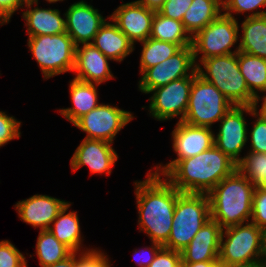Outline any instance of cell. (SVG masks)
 <instances>
[{"label": "cell", "instance_id": "f546056e", "mask_svg": "<svg viewBox=\"0 0 266 267\" xmlns=\"http://www.w3.org/2000/svg\"><path fill=\"white\" fill-rule=\"evenodd\" d=\"M140 43L143 45L140 57V74L146 69L156 66L170 58L181 49L179 45L172 42L160 41L153 38H148Z\"/></svg>", "mask_w": 266, "mask_h": 267}, {"label": "cell", "instance_id": "ab89813d", "mask_svg": "<svg viewBox=\"0 0 266 267\" xmlns=\"http://www.w3.org/2000/svg\"><path fill=\"white\" fill-rule=\"evenodd\" d=\"M27 0H0V25L9 23L11 16L23 6Z\"/></svg>", "mask_w": 266, "mask_h": 267}, {"label": "cell", "instance_id": "8fae6325", "mask_svg": "<svg viewBox=\"0 0 266 267\" xmlns=\"http://www.w3.org/2000/svg\"><path fill=\"white\" fill-rule=\"evenodd\" d=\"M133 118L129 111L102 103L79 118L73 125L87 133L86 139L113 143L117 133Z\"/></svg>", "mask_w": 266, "mask_h": 267}, {"label": "cell", "instance_id": "4fadbf2b", "mask_svg": "<svg viewBox=\"0 0 266 267\" xmlns=\"http://www.w3.org/2000/svg\"><path fill=\"white\" fill-rule=\"evenodd\" d=\"M255 106H235L221 118L219 132L214 135V145L232 159L236 164L242 149L248 141V129L244 112L251 114Z\"/></svg>", "mask_w": 266, "mask_h": 267}, {"label": "cell", "instance_id": "2e32d148", "mask_svg": "<svg viewBox=\"0 0 266 267\" xmlns=\"http://www.w3.org/2000/svg\"><path fill=\"white\" fill-rule=\"evenodd\" d=\"M154 15L155 11L133 1L121 4L109 17L135 45L150 38Z\"/></svg>", "mask_w": 266, "mask_h": 267}, {"label": "cell", "instance_id": "7dc6e473", "mask_svg": "<svg viewBox=\"0 0 266 267\" xmlns=\"http://www.w3.org/2000/svg\"><path fill=\"white\" fill-rule=\"evenodd\" d=\"M259 187H260L262 190L266 191V179L259 185Z\"/></svg>", "mask_w": 266, "mask_h": 267}, {"label": "cell", "instance_id": "ba28073f", "mask_svg": "<svg viewBox=\"0 0 266 267\" xmlns=\"http://www.w3.org/2000/svg\"><path fill=\"white\" fill-rule=\"evenodd\" d=\"M233 104L210 82L198 74L194 77L183 122L192 126L212 128Z\"/></svg>", "mask_w": 266, "mask_h": 267}, {"label": "cell", "instance_id": "277c9868", "mask_svg": "<svg viewBox=\"0 0 266 267\" xmlns=\"http://www.w3.org/2000/svg\"><path fill=\"white\" fill-rule=\"evenodd\" d=\"M265 255L266 234L253 222L223 229L218 257L220 264L228 267H257L263 265Z\"/></svg>", "mask_w": 266, "mask_h": 267}, {"label": "cell", "instance_id": "7c38bea8", "mask_svg": "<svg viewBox=\"0 0 266 267\" xmlns=\"http://www.w3.org/2000/svg\"><path fill=\"white\" fill-rule=\"evenodd\" d=\"M196 70L192 46L182 47L170 58L146 69L141 74L138 88L142 93L149 94L151 90L167 85L171 81L192 76Z\"/></svg>", "mask_w": 266, "mask_h": 267}, {"label": "cell", "instance_id": "484cf974", "mask_svg": "<svg viewBox=\"0 0 266 267\" xmlns=\"http://www.w3.org/2000/svg\"><path fill=\"white\" fill-rule=\"evenodd\" d=\"M241 28L239 51L266 59V15L246 17Z\"/></svg>", "mask_w": 266, "mask_h": 267}, {"label": "cell", "instance_id": "681fc988", "mask_svg": "<svg viewBox=\"0 0 266 267\" xmlns=\"http://www.w3.org/2000/svg\"><path fill=\"white\" fill-rule=\"evenodd\" d=\"M263 266L266 267V255H265V258H264Z\"/></svg>", "mask_w": 266, "mask_h": 267}, {"label": "cell", "instance_id": "d590c367", "mask_svg": "<svg viewBox=\"0 0 266 267\" xmlns=\"http://www.w3.org/2000/svg\"><path fill=\"white\" fill-rule=\"evenodd\" d=\"M84 251V252H83ZM77 254H79L77 256ZM75 267H111L108 256L97 249L75 252Z\"/></svg>", "mask_w": 266, "mask_h": 267}, {"label": "cell", "instance_id": "e0dca14e", "mask_svg": "<svg viewBox=\"0 0 266 267\" xmlns=\"http://www.w3.org/2000/svg\"><path fill=\"white\" fill-rule=\"evenodd\" d=\"M118 155L112 143L104 140L84 138L71 158V168L75 172L82 166H88L91 174H111Z\"/></svg>", "mask_w": 266, "mask_h": 267}, {"label": "cell", "instance_id": "44dd1931", "mask_svg": "<svg viewBox=\"0 0 266 267\" xmlns=\"http://www.w3.org/2000/svg\"><path fill=\"white\" fill-rule=\"evenodd\" d=\"M34 2L27 0L22 17L26 21L28 37L40 35H56L66 32V22L58 9H43L38 6L32 9ZM30 8V9H29Z\"/></svg>", "mask_w": 266, "mask_h": 267}, {"label": "cell", "instance_id": "52a82bcc", "mask_svg": "<svg viewBox=\"0 0 266 267\" xmlns=\"http://www.w3.org/2000/svg\"><path fill=\"white\" fill-rule=\"evenodd\" d=\"M27 44L44 75V79L73 71L76 45L66 32L29 37Z\"/></svg>", "mask_w": 266, "mask_h": 267}, {"label": "cell", "instance_id": "83f0119b", "mask_svg": "<svg viewBox=\"0 0 266 267\" xmlns=\"http://www.w3.org/2000/svg\"><path fill=\"white\" fill-rule=\"evenodd\" d=\"M238 64L249 91L256 98L266 93V59L239 51Z\"/></svg>", "mask_w": 266, "mask_h": 267}, {"label": "cell", "instance_id": "603a6c76", "mask_svg": "<svg viewBox=\"0 0 266 267\" xmlns=\"http://www.w3.org/2000/svg\"><path fill=\"white\" fill-rule=\"evenodd\" d=\"M69 85L73 107L59 109V112L64 118L74 124L83 115L100 105L97 93V86L99 84L87 83L73 78Z\"/></svg>", "mask_w": 266, "mask_h": 267}, {"label": "cell", "instance_id": "5b68a950", "mask_svg": "<svg viewBox=\"0 0 266 267\" xmlns=\"http://www.w3.org/2000/svg\"><path fill=\"white\" fill-rule=\"evenodd\" d=\"M196 71L204 80L212 83L233 105L255 106L256 97L249 91L240 72L238 53L204 59L200 64L197 63Z\"/></svg>", "mask_w": 266, "mask_h": 267}, {"label": "cell", "instance_id": "f1b7e54d", "mask_svg": "<svg viewBox=\"0 0 266 267\" xmlns=\"http://www.w3.org/2000/svg\"><path fill=\"white\" fill-rule=\"evenodd\" d=\"M73 251L61 243L49 230H40L36 243L39 265L46 267L69 257Z\"/></svg>", "mask_w": 266, "mask_h": 267}, {"label": "cell", "instance_id": "7a4b0ae2", "mask_svg": "<svg viewBox=\"0 0 266 267\" xmlns=\"http://www.w3.org/2000/svg\"><path fill=\"white\" fill-rule=\"evenodd\" d=\"M236 165L213 145L196 156L179 160L164 177L180 192L208 194L237 169Z\"/></svg>", "mask_w": 266, "mask_h": 267}, {"label": "cell", "instance_id": "cb8c5ba5", "mask_svg": "<svg viewBox=\"0 0 266 267\" xmlns=\"http://www.w3.org/2000/svg\"><path fill=\"white\" fill-rule=\"evenodd\" d=\"M71 207L69 202L59 212L49 227V231L64 245L69 247L73 252H80L82 246L81 229L79 217L76 211H71L66 214Z\"/></svg>", "mask_w": 266, "mask_h": 267}, {"label": "cell", "instance_id": "30bf717a", "mask_svg": "<svg viewBox=\"0 0 266 267\" xmlns=\"http://www.w3.org/2000/svg\"><path fill=\"white\" fill-rule=\"evenodd\" d=\"M197 71L188 77H182L171 81L167 85L151 90L149 111L152 117L159 121H165L179 117L183 121L188 106L190 90Z\"/></svg>", "mask_w": 266, "mask_h": 267}, {"label": "cell", "instance_id": "7402d4cb", "mask_svg": "<svg viewBox=\"0 0 266 267\" xmlns=\"http://www.w3.org/2000/svg\"><path fill=\"white\" fill-rule=\"evenodd\" d=\"M104 22L94 37L93 44L110 60L121 62L134 51V45L110 18Z\"/></svg>", "mask_w": 266, "mask_h": 267}, {"label": "cell", "instance_id": "9a60e30c", "mask_svg": "<svg viewBox=\"0 0 266 267\" xmlns=\"http://www.w3.org/2000/svg\"><path fill=\"white\" fill-rule=\"evenodd\" d=\"M63 15L66 33L76 46L92 43L101 25L107 21L98 9L83 0L71 4Z\"/></svg>", "mask_w": 266, "mask_h": 267}, {"label": "cell", "instance_id": "c3c4849f", "mask_svg": "<svg viewBox=\"0 0 266 267\" xmlns=\"http://www.w3.org/2000/svg\"><path fill=\"white\" fill-rule=\"evenodd\" d=\"M215 267H228V266L218 263Z\"/></svg>", "mask_w": 266, "mask_h": 267}, {"label": "cell", "instance_id": "60d3db41", "mask_svg": "<svg viewBox=\"0 0 266 267\" xmlns=\"http://www.w3.org/2000/svg\"><path fill=\"white\" fill-rule=\"evenodd\" d=\"M150 247L145 248L143 250V252H141V254H144L146 251H148L147 252L148 254L146 253V256L149 255L147 258H146V256H144L145 254L143 256L140 254L141 257L139 256L140 258L138 259V257H137V259H136V255L140 251L138 252L137 249L134 250V252H135L134 256L136 259V263L139 265V267H148L151 264V262L154 260V258L156 257L158 251L163 247V245L156 243V242H152V245Z\"/></svg>", "mask_w": 266, "mask_h": 267}, {"label": "cell", "instance_id": "4316f807", "mask_svg": "<svg viewBox=\"0 0 266 267\" xmlns=\"http://www.w3.org/2000/svg\"><path fill=\"white\" fill-rule=\"evenodd\" d=\"M150 38L172 42L181 48L192 45V37L181 21L168 18L159 11L155 12Z\"/></svg>", "mask_w": 266, "mask_h": 267}, {"label": "cell", "instance_id": "5bb4252c", "mask_svg": "<svg viewBox=\"0 0 266 267\" xmlns=\"http://www.w3.org/2000/svg\"><path fill=\"white\" fill-rule=\"evenodd\" d=\"M214 135L211 128L192 126L178 121L172 131V144L177 158L165 166L157 165L154 172L164 176L179 160L196 156L210 149L214 145Z\"/></svg>", "mask_w": 266, "mask_h": 267}, {"label": "cell", "instance_id": "f6af8a7d", "mask_svg": "<svg viewBox=\"0 0 266 267\" xmlns=\"http://www.w3.org/2000/svg\"><path fill=\"white\" fill-rule=\"evenodd\" d=\"M260 98H261L260 96L256 98L255 109L266 120V95L263 96L261 99ZM260 100L261 101L263 100V101H262V106L260 107V110L258 111L257 105H258Z\"/></svg>", "mask_w": 266, "mask_h": 267}, {"label": "cell", "instance_id": "74e56055", "mask_svg": "<svg viewBox=\"0 0 266 267\" xmlns=\"http://www.w3.org/2000/svg\"><path fill=\"white\" fill-rule=\"evenodd\" d=\"M192 1L193 0H166L159 12L168 18L182 22V19L187 10L190 8Z\"/></svg>", "mask_w": 266, "mask_h": 267}, {"label": "cell", "instance_id": "e575fe53", "mask_svg": "<svg viewBox=\"0 0 266 267\" xmlns=\"http://www.w3.org/2000/svg\"><path fill=\"white\" fill-rule=\"evenodd\" d=\"M251 222L266 234V191L259 186L253 194Z\"/></svg>", "mask_w": 266, "mask_h": 267}, {"label": "cell", "instance_id": "1f68e13d", "mask_svg": "<svg viewBox=\"0 0 266 267\" xmlns=\"http://www.w3.org/2000/svg\"><path fill=\"white\" fill-rule=\"evenodd\" d=\"M223 13L233 17V12L236 14H242L244 12H250L246 17H255L266 15V11H259V7H266V0H222ZM258 11H254V10Z\"/></svg>", "mask_w": 266, "mask_h": 267}, {"label": "cell", "instance_id": "d6a6232c", "mask_svg": "<svg viewBox=\"0 0 266 267\" xmlns=\"http://www.w3.org/2000/svg\"><path fill=\"white\" fill-rule=\"evenodd\" d=\"M251 116L257 119L252 126L249 133L250 135H247V137H251V149L249 151L255 153H266V120L255 108L252 110Z\"/></svg>", "mask_w": 266, "mask_h": 267}, {"label": "cell", "instance_id": "9c48e42d", "mask_svg": "<svg viewBox=\"0 0 266 267\" xmlns=\"http://www.w3.org/2000/svg\"><path fill=\"white\" fill-rule=\"evenodd\" d=\"M239 34L238 21L221 13L214 21L205 28L197 32L192 37V48L195 64L200 53L202 57L198 62L213 56H224L232 53H238L239 48L231 51V48L237 44Z\"/></svg>", "mask_w": 266, "mask_h": 267}, {"label": "cell", "instance_id": "836d02e7", "mask_svg": "<svg viewBox=\"0 0 266 267\" xmlns=\"http://www.w3.org/2000/svg\"><path fill=\"white\" fill-rule=\"evenodd\" d=\"M0 267H28L25 256L9 240L0 241Z\"/></svg>", "mask_w": 266, "mask_h": 267}, {"label": "cell", "instance_id": "d6986e66", "mask_svg": "<svg viewBox=\"0 0 266 267\" xmlns=\"http://www.w3.org/2000/svg\"><path fill=\"white\" fill-rule=\"evenodd\" d=\"M82 45L81 47L80 45L76 46L73 72L77 75L74 79L100 85L114 78L108 63L110 59L93 44Z\"/></svg>", "mask_w": 266, "mask_h": 267}, {"label": "cell", "instance_id": "d4e9b609", "mask_svg": "<svg viewBox=\"0 0 266 267\" xmlns=\"http://www.w3.org/2000/svg\"><path fill=\"white\" fill-rule=\"evenodd\" d=\"M222 11V0H193L182 19V23L185 30L193 37L214 21Z\"/></svg>", "mask_w": 266, "mask_h": 267}, {"label": "cell", "instance_id": "8d00e7d4", "mask_svg": "<svg viewBox=\"0 0 266 267\" xmlns=\"http://www.w3.org/2000/svg\"><path fill=\"white\" fill-rule=\"evenodd\" d=\"M20 126L21 122L16 118L0 111V147L20 137Z\"/></svg>", "mask_w": 266, "mask_h": 267}, {"label": "cell", "instance_id": "ac0fdd59", "mask_svg": "<svg viewBox=\"0 0 266 267\" xmlns=\"http://www.w3.org/2000/svg\"><path fill=\"white\" fill-rule=\"evenodd\" d=\"M69 202L48 195L35 194L14 206L20 220L40 230H48L59 212Z\"/></svg>", "mask_w": 266, "mask_h": 267}, {"label": "cell", "instance_id": "8992f818", "mask_svg": "<svg viewBox=\"0 0 266 267\" xmlns=\"http://www.w3.org/2000/svg\"><path fill=\"white\" fill-rule=\"evenodd\" d=\"M209 219L208 194L182 192L176 200L170 235L163 247L181 252Z\"/></svg>", "mask_w": 266, "mask_h": 267}, {"label": "cell", "instance_id": "4dcf8cb0", "mask_svg": "<svg viewBox=\"0 0 266 267\" xmlns=\"http://www.w3.org/2000/svg\"><path fill=\"white\" fill-rule=\"evenodd\" d=\"M236 167L253 185L259 186L266 179V153L249 151Z\"/></svg>", "mask_w": 266, "mask_h": 267}, {"label": "cell", "instance_id": "b9f144b4", "mask_svg": "<svg viewBox=\"0 0 266 267\" xmlns=\"http://www.w3.org/2000/svg\"><path fill=\"white\" fill-rule=\"evenodd\" d=\"M141 5L145 6L146 8L153 10V11H159L166 0H136Z\"/></svg>", "mask_w": 266, "mask_h": 267}, {"label": "cell", "instance_id": "ee69618b", "mask_svg": "<svg viewBox=\"0 0 266 267\" xmlns=\"http://www.w3.org/2000/svg\"><path fill=\"white\" fill-rule=\"evenodd\" d=\"M219 261H202L196 263H181V267H215Z\"/></svg>", "mask_w": 266, "mask_h": 267}, {"label": "cell", "instance_id": "6da1fadb", "mask_svg": "<svg viewBox=\"0 0 266 267\" xmlns=\"http://www.w3.org/2000/svg\"><path fill=\"white\" fill-rule=\"evenodd\" d=\"M143 181H135L138 225L151 242L164 245L169 238L176 200L182 193L155 172Z\"/></svg>", "mask_w": 266, "mask_h": 267}, {"label": "cell", "instance_id": "7bdbcfd3", "mask_svg": "<svg viewBox=\"0 0 266 267\" xmlns=\"http://www.w3.org/2000/svg\"><path fill=\"white\" fill-rule=\"evenodd\" d=\"M46 267H75V252H73L66 259L59 261L55 264L48 265Z\"/></svg>", "mask_w": 266, "mask_h": 267}, {"label": "cell", "instance_id": "3957f363", "mask_svg": "<svg viewBox=\"0 0 266 267\" xmlns=\"http://www.w3.org/2000/svg\"><path fill=\"white\" fill-rule=\"evenodd\" d=\"M255 188L256 186L236 169L208 193L210 218L222 229L249 222Z\"/></svg>", "mask_w": 266, "mask_h": 267}, {"label": "cell", "instance_id": "bcb514c9", "mask_svg": "<svg viewBox=\"0 0 266 267\" xmlns=\"http://www.w3.org/2000/svg\"><path fill=\"white\" fill-rule=\"evenodd\" d=\"M34 2V5H38V0H32ZM49 3H55L58 1H64V0H46Z\"/></svg>", "mask_w": 266, "mask_h": 267}, {"label": "cell", "instance_id": "ffe728a7", "mask_svg": "<svg viewBox=\"0 0 266 267\" xmlns=\"http://www.w3.org/2000/svg\"><path fill=\"white\" fill-rule=\"evenodd\" d=\"M223 229L210 218L181 251L182 263L218 261Z\"/></svg>", "mask_w": 266, "mask_h": 267}, {"label": "cell", "instance_id": "f35d334b", "mask_svg": "<svg viewBox=\"0 0 266 267\" xmlns=\"http://www.w3.org/2000/svg\"><path fill=\"white\" fill-rule=\"evenodd\" d=\"M181 252L162 247L148 267H181Z\"/></svg>", "mask_w": 266, "mask_h": 267}]
</instances>
